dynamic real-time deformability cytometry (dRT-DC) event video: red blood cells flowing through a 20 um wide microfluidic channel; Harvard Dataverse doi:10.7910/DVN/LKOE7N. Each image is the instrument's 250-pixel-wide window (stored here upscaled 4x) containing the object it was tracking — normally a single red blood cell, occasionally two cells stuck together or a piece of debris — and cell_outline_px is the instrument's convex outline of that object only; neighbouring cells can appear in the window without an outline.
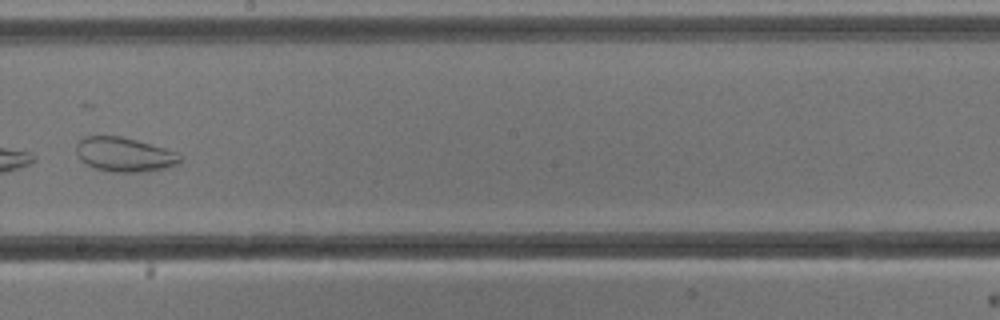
{"species": "common noctule bat (a hibernating species)", "species_latin": "Nyctalus noctula", "temperature_condition": "cold", "stored_images_in_passage": 9, "camera_frame_rate_fps": 3000, "um_per_image_px": 0.085, "animal": {"sex": "male", "body_mass_g": 13.3}, "frame": {"image": 1, "passage_image": 8, "time_ms": 9.0, "image_size_px": [1000, 320], "cell_outline_px": [[180, 160], [176, 164], [164, 168], [140, 172], [112, 172], [96, 168], [80, 160], [76, 152], [76, 144], [84, 136], [120, 136], [136, 140], [180, 152]], "centroid_in_image_um": [10.56, 13.13], "position_along_channel_um": 237.6, "area_um2": 20.63}}
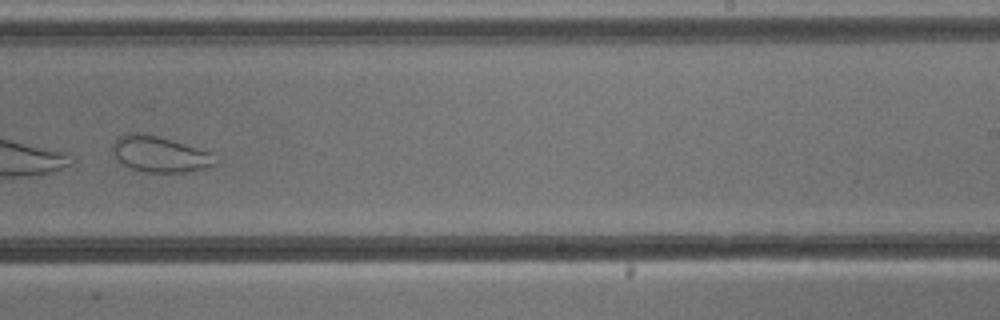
{"frame": {"image": 2, "passage_image": 9, "time_ms": 10.0, "image_size_px": [1000, 320], "cell_outline_px": [[220, 160], [216, 164], [204, 168], [184, 172], [144, 172], [132, 168], [124, 164], [112, 152], [112, 144], [116, 136], [128, 132], [140, 132], [156, 136], [212, 152]], "centroid_in_image_um": [13.58, 13.09], "position_along_channel_um": 275.4, "area_um2": 21.5}}